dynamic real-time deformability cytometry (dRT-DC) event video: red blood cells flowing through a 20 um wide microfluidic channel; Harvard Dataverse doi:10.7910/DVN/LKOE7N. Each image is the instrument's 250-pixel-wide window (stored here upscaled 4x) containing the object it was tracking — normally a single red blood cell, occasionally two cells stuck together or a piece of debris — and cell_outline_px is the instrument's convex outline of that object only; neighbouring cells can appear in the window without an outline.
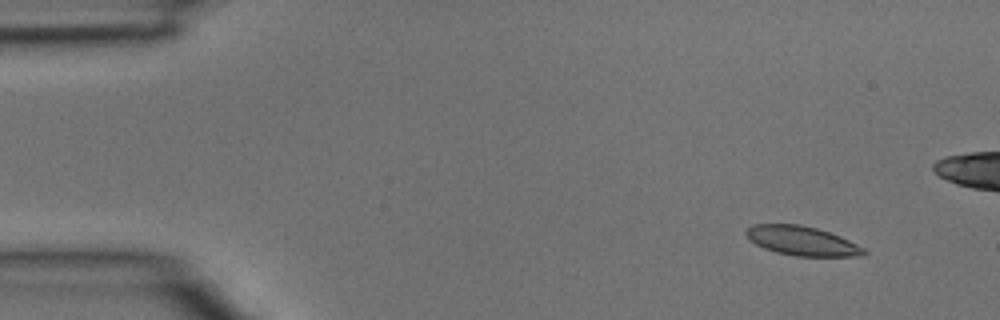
{"species": "common noctule bat (a hibernating species)", "species_latin": "Nyctalus noctula", "temperature_condition": "room temperature", "stored_images_in_passage": 4, "camera_frame_rate_fps": 3000, "um_per_image_px": 0.085, "animal": {"sex": "male", "body_mass_g": 15.6}, "frame": {"image": 1, "passage_image": 1, "time_ms": 0.0, "image_size_px": [1000, 320], "cell_outline_px": [[868, 252], [864, 256], [796, 256], [776, 252], [764, 248], [756, 244], [744, 232], [752, 224], [800, 224], [816, 228], [840, 236], [864, 248]], "centroid_in_image_um": [68.19, 20.47], "position_along_channel_um": 16.8, "area_um2": 19.94}}